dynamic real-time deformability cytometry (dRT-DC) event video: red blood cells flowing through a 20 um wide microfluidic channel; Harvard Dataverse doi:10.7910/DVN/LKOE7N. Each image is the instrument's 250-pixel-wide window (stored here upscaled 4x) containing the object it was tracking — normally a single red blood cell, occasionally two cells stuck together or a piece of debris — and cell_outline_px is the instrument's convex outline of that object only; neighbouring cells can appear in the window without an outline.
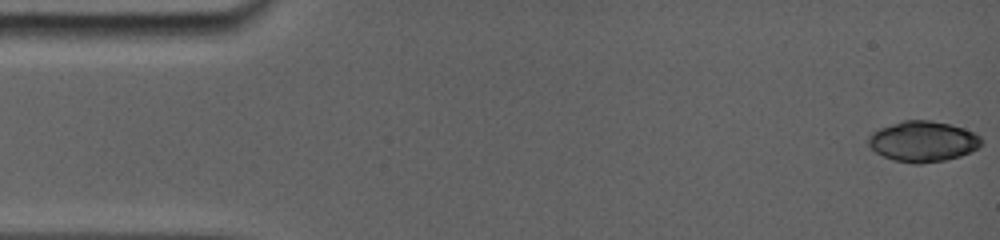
{"species": "common noctule bat (a hibernating species)", "species_latin": "Nyctalus noctula", "temperature_condition": "room temperature", "stored_images_in_passage": 22, "camera_frame_rate_fps": 5000, "um_per_image_px": 0.085, "animal": {"sex": "female", "body_mass_g": 19.0, "forearm_length_mm": 56.7}, "frame": {"image": 1, "passage_image": 1, "time_ms": 0.0, "image_size_px": [1000, 240], "cell_outline_px": [[980, 144], [976, 148], [968, 152], [956, 156], [940, 160], [896, 160], [884, 156], [872, 144], [872, 136], [880, 128], [908, 120], [928, 120], [948, 124], [972, 132], [980, 136]], "centroid_in_image_um": [78.52, 11.96], "position_along_channel_um": 6.5, "area_um2": 24.45}}
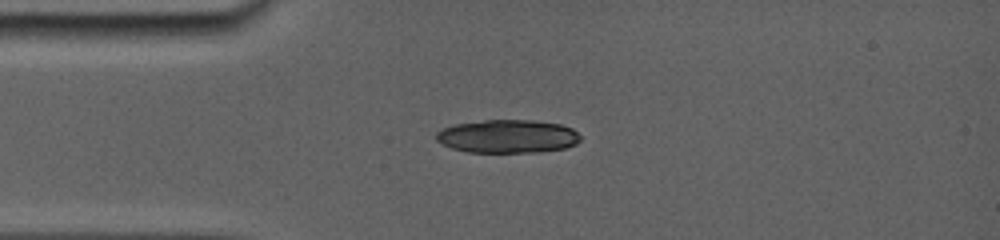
{"frame": {"image": 2, "passage_image": 18, "time_ms": 3.8, "image_size_px": [1000, 240], "cell_outline_px": [[580, 140], [564, 148], [528, 152], [468, 152], [452, 148], [436, 140], [436, 136], [444, 128], [456, 124], [484, 120], [528, 120], [560, 124], [572, 128], [580, 136]], "centroid_in_image_um": [43.14, 11.58], "position_along_channel_um": 41.9, "area_um2": 27.4}}